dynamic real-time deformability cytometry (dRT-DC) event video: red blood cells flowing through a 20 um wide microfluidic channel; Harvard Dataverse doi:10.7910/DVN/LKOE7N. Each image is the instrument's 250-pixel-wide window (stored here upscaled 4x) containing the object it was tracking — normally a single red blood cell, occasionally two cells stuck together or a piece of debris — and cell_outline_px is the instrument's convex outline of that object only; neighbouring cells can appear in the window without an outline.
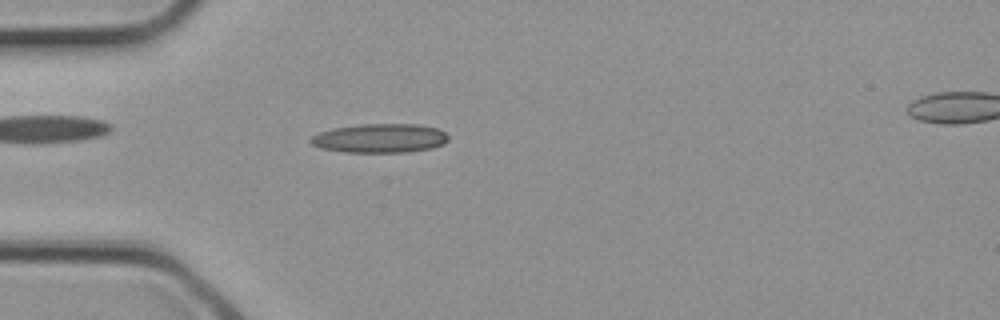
{"species": "common noctule bat (a hibernating species)", "species_latin": "Nyctalus noctula", "temperature_condition": "cold", "stored_images_in_passage": 17, "camera_frame_rate_fps": 3000, "um_per_image_px": 0.085, "animal": {"sex": "female", "body_mass_g": 21.9}, "frame": {"image": 1, "passage_image": 9, "time_ms": 2.667, "image_size_px": [1000, 320], "cell_outline_px": [[448, 140], [444, 144], [432, 148], [408, 152], [344, 152], [320, 148], [312, 144], [308, 140], [312, 136], [320, 132], [332, 128], [360, 124], [416, 124], [436, 128], [444, 132], [448, 136]], "centroid_in_image_um": [32.28, 11.75], "position_along_channel_um": 52.7, "area_um2": 23.35}}
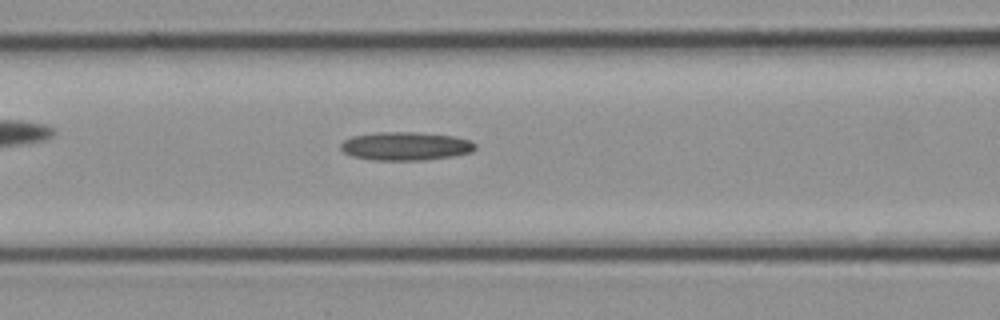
{"frame": {"image": 2, "passage_image": 13, "time_ms": 4.0, "image_size_px": [1000, 320], "cell_outline_px": [[476, 148], [472, 152], [456, 156], [424, 160], [372, 160], [352, 156], [344, 152], [340, 148], [340, 144], [344, 140], [352, 136], [376, 132], [416, 132], [452, 136], [468, 140], [476, 144]], "centroid_in_image_um": [34.47, 12.43], "position_along_channel_um": 132.1, "area_um2": 22.37}}
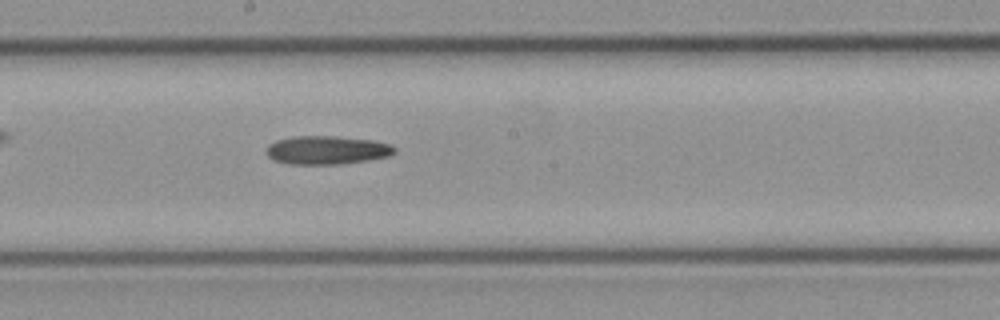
{"frame": {"image": 3, "passage_image": 17, "time_ms": 5.333, "image_size_px": [1000, 320], "cell_outline_px": [[396, 152], [388, 156], [368, 160], [340, 164], [288, 164], [272, 160], [264, 152], [264, 148], [268, 144], [276, 140], [292, 136], [336, 136], [372, 140], [392, 144], [396, 148]], "centroid_in_image_um": [27.74, 12.75], "position_along_channel_um": 220.5, "area_um2": 21.62}}